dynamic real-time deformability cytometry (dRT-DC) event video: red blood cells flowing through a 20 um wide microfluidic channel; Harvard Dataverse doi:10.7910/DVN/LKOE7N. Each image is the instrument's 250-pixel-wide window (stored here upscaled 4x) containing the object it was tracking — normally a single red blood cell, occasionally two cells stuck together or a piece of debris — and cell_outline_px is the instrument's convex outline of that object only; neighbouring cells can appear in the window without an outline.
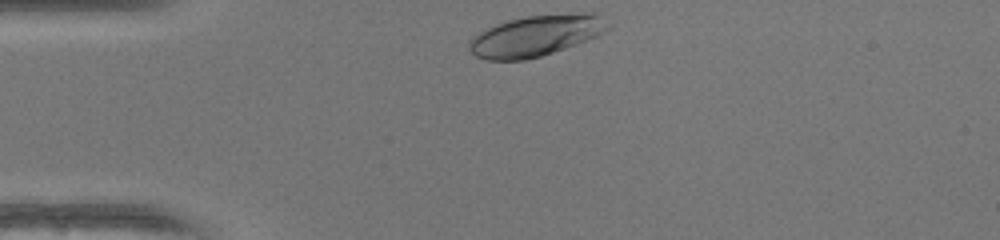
{"species": "human", "species_latin": "Homo sapiens", "temperature_condition": "warm", "stored_images_in_passage": 29, "camera_frame_rate_fps": 3000, "um_per_image_px": 0.085, "donor": {"sex": "female"}, "frame": {"image": 1, "passage_image": 1, "time_ms": 0.0, "image_size_px": [1000, 240], "cell_outline_px": [[612, 28], [596, 36], [576, 44], [540, 56], [524, 60], [484, 60], [476, 56], [468, 48], [468, 40], [472, 36], [496, 24], [508, 20], [524, 16], [584, 12], [596, 12], [612, 24]], "centroid_in_image_um": [45.58, 3.01], "position_along_channel_um": 39.4, "area_um2": 33.41}}
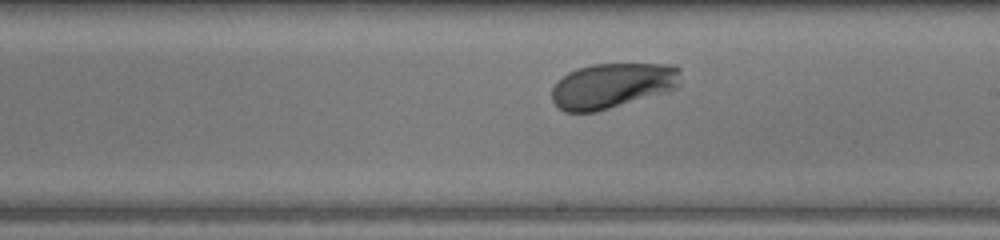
{"frame": {"image": 2, "passage_image": 18, "time_ms": 5.667, "image_size_px": [1000, 240], "cell_outline_px": [[680, 72], [676, 88], [664, 92], [596, 112], [564, 112], [552, 100], [552, 88], [556, 80], [568, 72], [576, 68], [592, 64], [676, 64], [680, 68]], "centroid_in_image_um": [52.0, 7.26], "position_along_channel_um": 237.0, "area_um2": 33.87}}
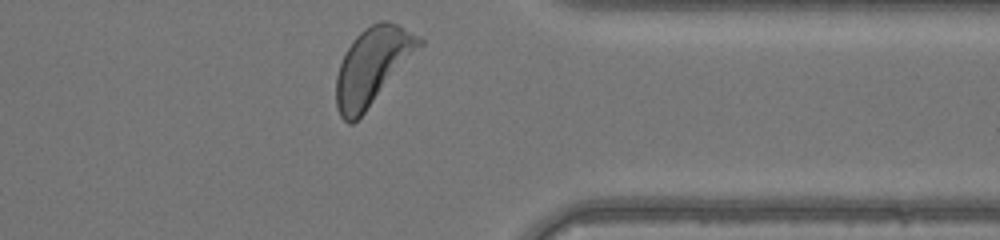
{"frame": {"image": 3, "passage_image": 29, "time_ms": 9.333, "image_size_px": [1000, 240], "cell_outline_px": [[424, 44], [364, 112], [352, 124], [348, 124], [340, 116], [336, 108], [336, 76], [340, 64], [352, 40], [364, 28], [380, 20], [384, 20], [396, 24], [424, 40]], "centroid_in_image_um": [31.64, 5.62], "position_along_channel_um": 379.8, "area_um2": 36.59}, "authors_computed_cell_mechanics": {"area_um2": 33.5818, "velocity_mm_per_s": 4.0977, "shape_relaxation_time_tau1_ms": 0.8565, "shape_relaxation_time_tau2_ms": null, "deformation_change_tau1": 0.0922, "deformation_change_tau2": null}}